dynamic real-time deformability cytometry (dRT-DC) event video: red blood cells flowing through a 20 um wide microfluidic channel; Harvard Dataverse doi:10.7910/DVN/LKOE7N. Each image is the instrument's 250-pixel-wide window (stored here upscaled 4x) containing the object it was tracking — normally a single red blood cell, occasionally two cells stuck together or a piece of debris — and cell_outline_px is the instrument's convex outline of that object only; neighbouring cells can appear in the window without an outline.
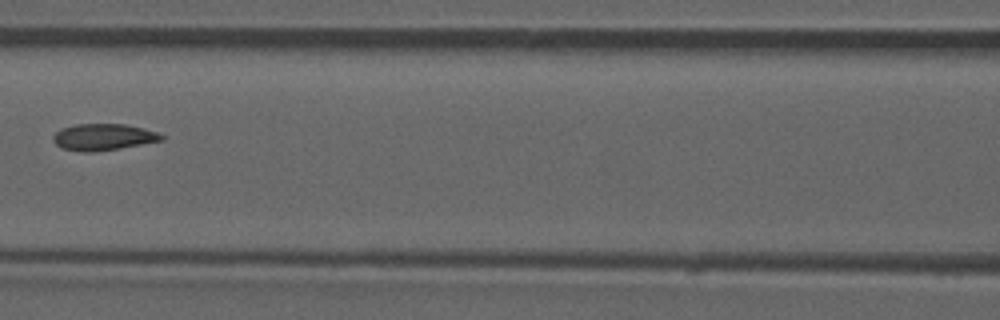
{"species": "common noctule bat (a hibernating species)", "species_latin": "Nyctalus noctula", "temperature_condition": "room temperature", "stored_images_in_passage": 5, "camera_frame_rate_fps": 3000, "um_per_image_px": 0.085, "animal": {"sex": "male", "forearm_length_mm": 52.5}, "frame": {"image": 1, "passage_image": 4, "time_ms": 3.333, "image_size_px": [1000, 320], "cell_outline_px": [[164, 140], [120, 148], [92, 152], [84, 152], [60, 148], [52, 140], [52, 136], [60, 128], [76, 124], [124, 124], [144, 128], [156, 132], [164, 136]], "centroid_in_image_um": [8.75, 11.65], "position_along_channel_um": 157.9, "area_um2": 16.82}}